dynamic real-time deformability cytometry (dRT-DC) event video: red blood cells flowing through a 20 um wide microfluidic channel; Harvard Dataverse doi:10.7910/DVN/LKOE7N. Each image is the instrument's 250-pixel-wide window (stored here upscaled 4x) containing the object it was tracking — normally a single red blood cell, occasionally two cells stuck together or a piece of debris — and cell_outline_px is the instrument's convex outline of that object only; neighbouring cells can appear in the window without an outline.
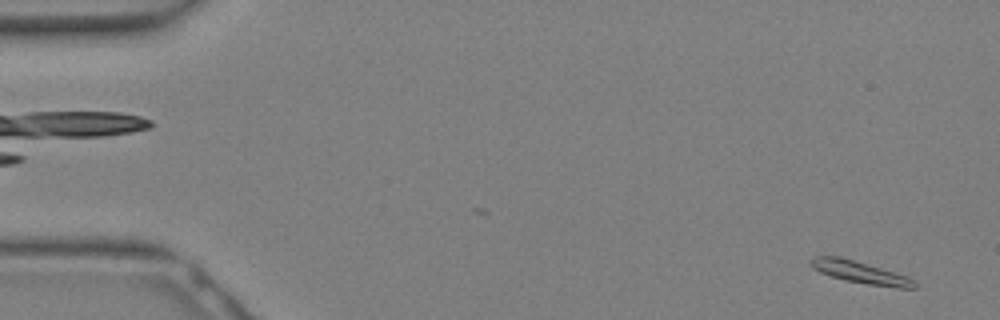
{"species": "Egyptian fruit bat (a non-hibernating species)", "species_latin": "Rousettus aegyptiacus", "temperature_condition": "warm", "stored_images_in_passage": 12, "segment_of_instrument_passage": [1, 2], "camera_frame_rate_fps": 3000, "um_per_image_px": 0.085, "animal": {"sex": "female"}, "frame": {"image": 1, "passage_image": 1, "time_ms": 0.0, "image_size_px": [1000, 320], "cell_outline_px": [[916, 288], [900, 288], [868, 284], [844, 280], [820, 272], [812, 268], [808, 264], [808, 260], [816, 256], [840, 256], [908, 276], [916, 280]], "centroid_in_image_um": [73.1, 23.14], "position_along_channel_um": 11.9, "area_um2": 13.41}}